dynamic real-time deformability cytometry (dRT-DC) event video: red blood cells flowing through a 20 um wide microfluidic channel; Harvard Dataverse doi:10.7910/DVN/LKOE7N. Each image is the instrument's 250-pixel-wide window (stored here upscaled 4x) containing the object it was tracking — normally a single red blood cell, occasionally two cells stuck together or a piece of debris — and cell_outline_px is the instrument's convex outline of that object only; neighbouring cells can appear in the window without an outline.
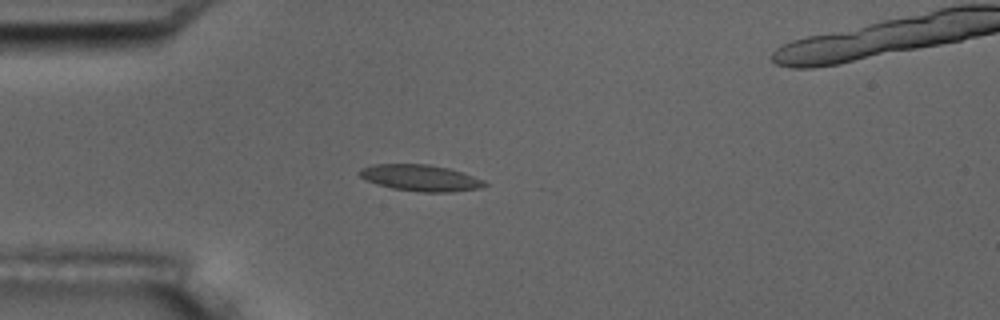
{"species": "common noctule bat (a hibernating species)", "species_latin": "Nyctalus noctula", "temperature_condition": "room temperature", "stored_images_in_passage": 5, "camera_frame_rate_fps": 3000, "um_per_image_px": 0.085, "animal": {"sex": "male", "body_mass_g": 17.5, "forearm_length_mm": 52.3}, "frame": {"image": 1, "passage_image": 4, "time_ms": 3.333, "image_size_px": [1000, 320], "cell_outline_px": [[488, 184], [480, 188], [452, 192], [424, 192], [392, 188], [376, 184], [364, 180], [356, 172], [360, 168], [372, 164], [428, 164], [448, 168], [484, 180]], "centroid_in_image_um": [35.68, 15.12], "position_along_channel_um": 49.3, "area_um2": 19.25}}